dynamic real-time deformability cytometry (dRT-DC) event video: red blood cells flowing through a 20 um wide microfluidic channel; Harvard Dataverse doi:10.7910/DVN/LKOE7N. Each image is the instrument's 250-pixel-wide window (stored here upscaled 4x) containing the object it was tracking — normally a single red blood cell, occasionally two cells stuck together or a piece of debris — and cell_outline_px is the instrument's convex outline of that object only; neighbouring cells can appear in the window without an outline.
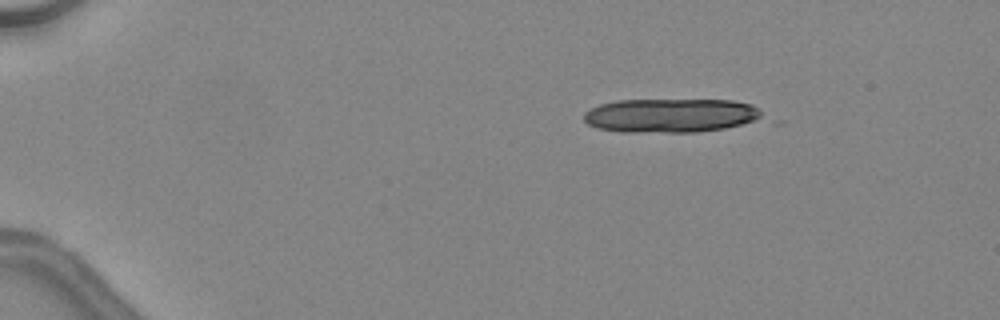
{"species": "common noctule bat (a hibernating species)", "species_latin": "Nyctalus noctula", "temperature_condition": "warm", "stored_images_in_passage": 14, "camera_frame_rate_fps": 3000, "um_per_image_px": 0.085, "animal": {"sex": "female", "body_mass_g": 24.6, "forearm_length_mm": 56.2}, "frame": {"image": 1, "passage_image": 3, "time_ms": 0.667, "image_size_px": [1000, 320], "cell_outline_px": [[760, 116], [752, 120], [740, 124], [724, 128], [696, 132], [620, 132], [596, 128], [588, 124], [584, 120], [584, 112], [600, 104], [616, 100], [732, 100], [752, 104], [760, 108]], "centroid_in_image_um": [56.94, 9.81], "position_along_channel_um": 28.1, "area_um2": 35.14}}